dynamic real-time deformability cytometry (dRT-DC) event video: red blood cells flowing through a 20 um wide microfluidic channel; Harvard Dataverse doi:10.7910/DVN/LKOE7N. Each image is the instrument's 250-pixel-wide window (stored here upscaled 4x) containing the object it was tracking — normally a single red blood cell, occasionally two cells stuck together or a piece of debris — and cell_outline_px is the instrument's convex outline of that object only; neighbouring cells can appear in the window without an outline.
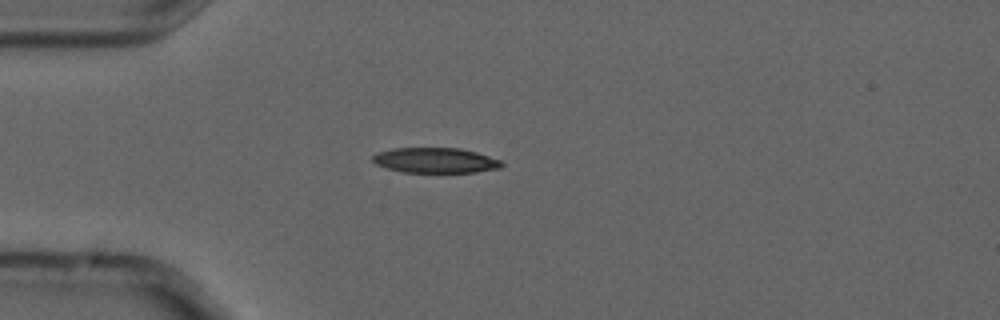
{"species": "common noctule bat (a hibernating species)", "species_latin": "Nyctalus noctula", "temperature_condition": "cold", "stored_images_in_passage": 4, "camera_frame_rate_fps": 3000, "um_per_image_px": 0.085, "animal": {"sex": "male", "forearm_length_mm": 52.5}, "frame": {"image": 1, "passage_image": 1, "time_ms": 0.0, "image_size_px": [1000, 320], "cell_outline_px": [[504, 164], [500, 168], [476, 172], [400, 172], [376, 164], [372, 160], [372, 156], [376, 152], [392, 148], [460, 148], [476, 152], [500, 160]], "centroid_in_image_um": [36.98, 13.62], "position_along_channel_um": 48.0, "area_um2": 18.96}}
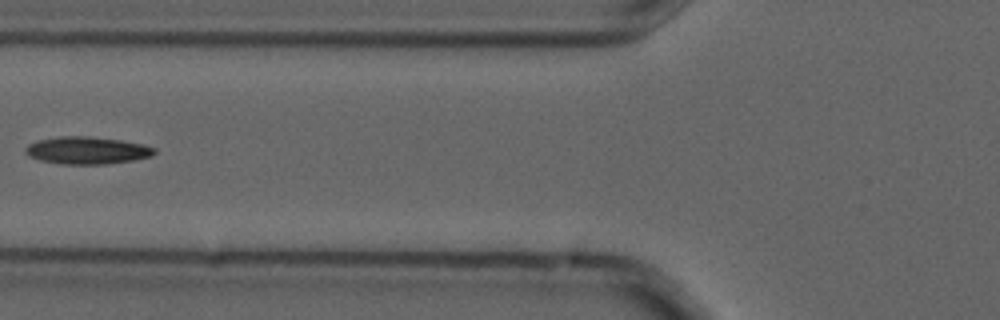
{"frame": {"image": 2, "passage_image": 3, "time_ms": 0.667, "image_size_px": [1000, 320], "cell_outline_px": [[156, 152], [152, 156], [132, 160], [108, 164], [60, 164], [40, 160], [28, 156], [24, 152], [24, 148], [28, 144], [36, 140], [60, 136], [88, 136], [120, 140], [144, 144], [156, 148]], "centroid_in_image_um": [7.37, 12.78], "position_along_channel_um": 118.4, "area_um2": 20.75}}
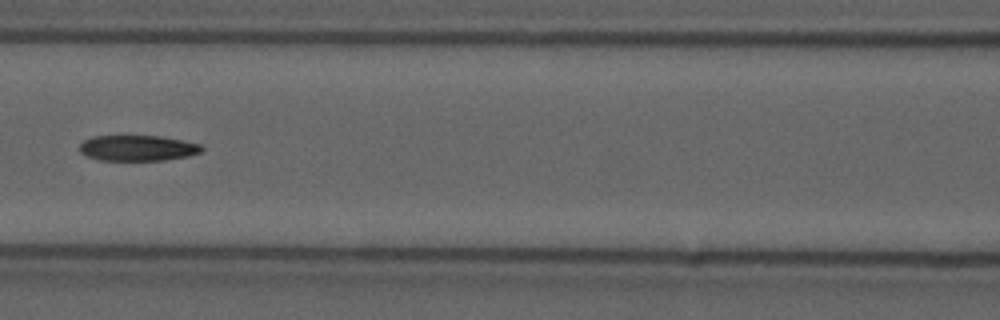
{"frame": {"image": 3, "passage_image": 4, "time_ms": 1.0, "image_size_px": [1000, 320], "cell_outline_px": [[204, 148], [200, 152], [188, 156], [164, 160], [100, 160], [88, 156], [80, 152], [80, 144], [84, 140], [92, 136], [160, 136], [200, 144]], "centroid_in_image_um": [11.69, 12.58], "position_along_channel_um": 154.9, "area_um2": 18.09}}